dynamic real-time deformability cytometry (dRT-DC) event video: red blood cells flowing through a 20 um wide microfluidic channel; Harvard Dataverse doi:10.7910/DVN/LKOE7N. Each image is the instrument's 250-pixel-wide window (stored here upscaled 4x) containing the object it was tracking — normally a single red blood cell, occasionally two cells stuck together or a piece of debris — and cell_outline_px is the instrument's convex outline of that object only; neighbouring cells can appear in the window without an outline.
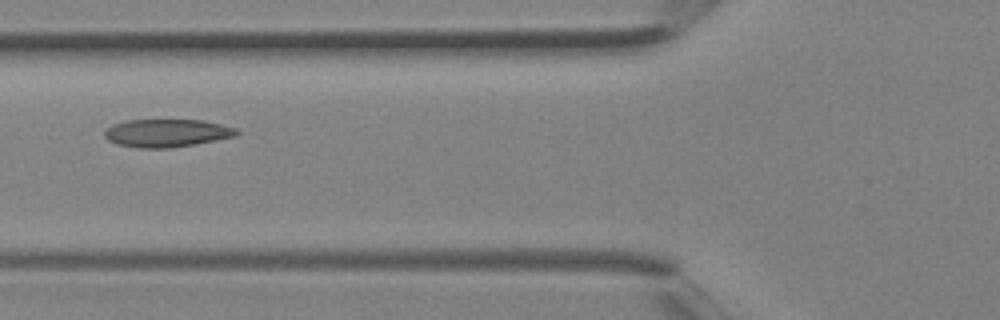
{"species": "Egyptian fruit bat (a non-hibernating species)", "species_latin": "Rousettus aegyptiacus", "temperature_condition": "room temperature", "stored_images_in_passage": 4, "camera_frame_rate_fps": 3000, "um_per_image_px": 0.085, "animal": {"sex": "female"}, "frame": {"image": 1, "passage_image": 4, "time_ms": 1.0, "image_size_px": [1000, 320], "cell_outline_px": [[240, 132], [236, 136], [216, 140], [172, 148], [140, 148], [116, 144], [108, 140], [104, 136], [104, 132], [112, 124], [128, 120], [204, 120], [236, 128]], "centroid_in_image_um": [14.18, 11.31], "position_along_channel_um": 111.6, "area_um2": 21.5}}